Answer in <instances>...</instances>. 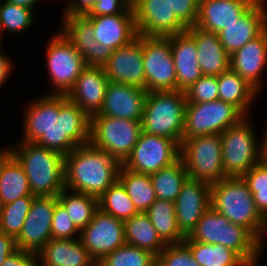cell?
<instances>
[{"label":"cell","instance_id":"6da1fadb","mask_svg":"<svg viewBox=\"0 0 267 266\" xmlns=\"http://www.w3.org/2000/svg\"><path fill=\"white\" fill-rule=\"evenodd\" d=\"M121 162L90 142L64 156L65 189L99 198L116 180Z\"/></svg>","mask_w":267,"mask_h":266},{"label":"cell","instance_id":"7a4b0ae2","mask_svg":"<svg viewBox=\"0 0 267 266\" xmlns=\"http://www.w3.org/2000/svg\"><path fill=\"white\" fill-rule=\"evenodd\" d=\"M11 154L22 165L33 196H58L65 188L64 156L34 142L14 141Z\"/></svg>","mask_w":267,"mask_h":266},{"label":"cell","instance_id":"3957f363","mask_svg":"<svg viewBox=\"0 0 267 266\" xmlns=\"http://www.w3.org/2000/svg\"><path fill=\"white\" fill-rule=\"evenodd\" d=\"M184 241L221 244L234 251L248 266H259V240L245 227L231 223L211 206Z\"/></svg>","mask_w":267,"mask_h":266},{"label":"cell","instance_id":"277c9868","mask_svg":"<svg viewBox=\"0 0 267 266\" xmlns=\"http://www.w3.org/2000/svg\"><path fill=\"white\" fill-rule=\"evenodd\" d=\"M210 206L260 239L265 218L257 210L253 194L242 177H227L211 184Z\"/></svg>","mask_w":267,"mask_h":266},{"label":"cell","instance_id":"5b68a950","mask_svg":"<svg viewBox=\"0 0 267 266\" xmlns=\"http://www.w3.org/2000/svg\"><path fill=\"white\" fill-rule=\"evenodd\" d=\"M186 95L184 91H150L145 99L142 130L182 142Z\"/></svg>","mask_w":267,"mask_h":266},{"label":"cell","instance_id":"8992f818","mask_svg":"<svg viewBox=\"0 0 267 266\" xmlns=\"http://www.w3.org/2000/svg\"><path fill=\"white\" fill-rule=\"evenodd\" d=\"M251 116L220 134L224 173L227 177H242L260 162L261 140ZM256 133V134H255Z\"/></svg>","mask_w":267,"mask_h":266},{"label":"cell","instance_id":"52a82bcc","mask_svg":"<svg viewBox=\"0 0 267 266\" xmlns=\"http://www.w3.org/2000/svg\"><path fill=\"white\" fill-rule=\"evenodd\" d=\"M51 35L44 48L45 71H48L51 90L43 94L67 95L87 64L59 29Z\"/></svg>","mask_w":267,"mask_h":266},{"label":"cell","instance_id":"ba28073f","mask_svg":"<svg viewBox=\"0 0 267 266\" xmlns=\"http://www.w3.org/2000/svg\"><path fill=\"white\" fill-rule=\"evenodd\" d=\"M188 178L209 184L227 178L220 134L195 136L180 143V156Z\"/></svg>","mask_w":267,"mask_h":266},{"label":"cell","instance_id":"9c48e42d","mask_svg":"<svg viewBox=\"0 0 267 266\" xmlns=\"http://www.w3.org/2000/svg\"><path fill=\"white\" fill-rule=\"evenodd\" d=\"M142 131V121L91 116L89 142L113 154L122 164L130 155Z\"/></svg>","mask_w":267,"mask_h":266},{"label":"cell","instance_id":"30bf717a","mask_svg":"<svg viewBox=\"0 0 267 266\" xmlns=\"http://www.w3.org/2000/svg\"><path fill=\"white\" fill-rule=\"evenodd\" d=\"M245 116L223 100L186 103L182 141L195 136L221 134L237 125Z\"/></svg>","mask_w":267,"mask_h":266},{"label":"cell","instance_id":"8fae6325","mask_svg":"<svg viewBox=\"0 0 267 266\" xmlns=\"http://www.w3.org/2000/svg\"><path fill=\"white\" fill-rule=\"evenodd\" d=\"M137 37L142 41L146 91L177 90L170 40L167 37H146L139 34Z\"/></svg>","mask_w":267,"mask_h":266},{"label":"cell","instance_id":"7c38bea8","mask_svg":"<svg viewBox=\"0 0 267 266\" xmlns=\"http://www.w3.org/2000/svg\"><path fill=\"white\" fill-rule=\"evenodd\" d=\"M180 145L167 137L142 131L122 166L136 173L151 175L179 159Z\"/></svg>","mask_w":267,"mask_h":266},{"label":"cell","instance_id":"4fadbf2b","mask_svg":"<svg viewBox=\"0 0 267 266\" xmlns=\"http://www.w3.org/2000/svg\"><path fill=\"white\" fill-rule=\"evenodd\" d=\"M137 33L146 37H168L187 27L171 11L169 0H132Z\"/></svg>","mask_w":267,"mask_h":266},{"label":"cell","instance_id":"5bb4252c","mask_svg":"<svg viewBox=\"0 0 267 266\" xmlns=\"http://www.w3.org/2000/svg\"><path fill=\"white\" fill-rule=\"evenodd\" d=\"M80 240L98 263L107 254L126 244L124 222L98 209L80 232Z\"/></svg>","mask_w":267,"mask_h":266},{"label":"cell","instance_id":"9a60e30c","mask_svg":"<svg viewBox=\"0 0 267 266\" xmlns=\"http://www.w3.org/2000/svg\"><path fill=\"white\" fill-rule=\"evenodd\" d=\"M57 196H35L21 232L15 238L17 248L37 254L52 239L51 221Z\"/></svg>","mask_w":267,"mask_h":266},{"label":"cell","instance_id":"2e32d148","mask_svg":"<svg viewBox=\"0 0 267 266\" xmlns=\"http://www.w3.org/2000/svg\"><path fill=\"white\" fill-rule=\"evenodd\" d=\"M102 67L110 81L145 89L142 41L138 37L106 54Z\"/></svg>","mask_w":267,"mask_h":266},{"label":"cell","instance_id":"e0dca14e","mask_svg":"<svg viewBox=\"0 0 267 266\" xmlns=\"http://www.w3.org/2000/svg\"><path fill=\"white\" fill-rule=\"evenodd\" d=\"M85 17L92 23L94 38L105 54L128 45L138 36L132 5L122 13Z\"/></svg>","mask_w":267,"mask_h":266},{"label":"cell","instance_id":"ac0fdd59","mask_svg":"<svg viewBox=\"0 0 267 266\" xmlns=\"http://www.w3.org/2000/svg\"><path fill=\"white\" fill-rule=\"evenodd\" d=\"M210 200L211 184L188 178L182 185L174 204L177 226L185 237L210 207Z\"/></svg>","mask_w":267,"mask_h":266},{"label":"cell","instance_id":"d6986e66","mask_svg":"<svg viewBox=\"0 0 267 266\" xmlns=\"http://www.w3.org/2000/svg\"><path fill=\"white\" fill-rule=\"evenodd\" d=\"M230 61V68L262 94L266 87L267 29L231 54Z\"/></svg>","mask_w":267,"mask_h":266},{"label":"cell","instance_id":"ffe728a7","mask_svg":"<svg viewBox=\"0 0 267 266\" xmlns=\"http://www.w3.org/2000/svg\"><path fill=\"white\" fill-rule=\"evenodd\" d=\"M267 29V0H257L241 17L220 33V42L229 55L257 38Z\"/></svg>","mask_w":267,"mask_h":266},{"label":"cell","instance_id":"44dd1931","mask_svg":"<svg viewBox=\"0 0 267 266\" xmlns=\"http://www.w3.org/2000/svg\"><path fill=\"white\" fill-rule=\"evenodd\" d=\"M146 89L109 81L102 109L93 116L142 121Z\"/></svg>","mask_w":267,"mask_h":266},{"label":"cell","instance_id":"7402d4cb","mask_svg":"<svg viewBox=\"0 0 267 266\" xmlns=\"http://www.w3.org/2000/svg\"><path fill=\"white\" fill-rule=\"evenodd\" d=\"M21 118L22 135L19 141L35 142L58 121L60 112V95L40 94L24 105Z\"/></svg>","mask_w":267,"mask_h":266},{"label":"cell","instance_id":"603a6c76","mask_svg":"<svg viewBox=\"0 0 267 266\" xmlns=\"http://www.w3.org/2000/svg\"><path fill=\"white\" fill-rule=\"evenodd\" d=\"M109 81L102 65H87L67 97L91 117L102 109Z\"/></svg>","mask_w":267,"mask_h":266},{"label":"cell","instance_id":"cb8c5ba5","mask_svg":"<svg viewBox=\"0 0 267 266\" xmlns=\"http://www.w3.org/2000/svg\"><path fill=\"white\" fill-rule=\"evenodd\" d=\"M257 0H200L195 27L220 33L237 21Z\"/></svg>","mask_w":267,"mask_h":266},{"label":"cell","instance_id":"d4e9b609","mask_svg":"<svg viewBox=\"0 0 267 266\" xmlns=\"http://www.w3.org/2000/svg\"><path fill=\"white\" fill-rule=\"evenodd\" d=\"M59 30L82 55L87 65H102L106 54L94 38L92 23L85 16H61Z\"/></svg>","mask_w":267,"mask_h":266},{"label":"cell","instance_id":"484cf974","mask_svg":"<svg viewBox=\"0 0 267 266\" xmlns=\"http://www.w3.org/2000/svg\"><path fill=\"white\" fill-rule=\"evenodd\" d=\"M177 76V90L185 91L203 76L198 63L195 40L185 31L167 37Z\"/></svg>","mask_w":267,"mask_h":266},{"label":"cell","instance_id":"4316f807","mask_svg":"<svg viewBox=\"0 0 267 266\" xmlns=\"http://www.w3.org/2000/svg\"><path fill=\"white\" fill-rule=\"evenodd\" d=\"M186 32L197 45L198 63L203 75L219 76L230 69V55L218 34L195 26L187 28Z\"/></svg>","mask_w":267,"mask_h":266},{"label":"cell","instance_id":"83f0119b","mask_svg":"<svg viewBox=\"0 0 267 266\" xmlns=\"http://www.w3.org/2000/svg\"><path fill=\"white\" fill-rule=\"evenodd\" d=\"M39 266H97L80 238L50 239L37 253Z\"/></svg>","mask_w":267,"mask_h":266},{"label":"cell","instance_id":"f1b7e54d","mask_svg":"<svg viewBox=\"0 0 267 266\" xmlns=\"http://www.w3.org/2000/svg\"><path fill=\"white\" fill-rule=\"evenodd\" d=\"M218 99L235 106L245 117L252 116V105L261 94L231 68L217 76Z\"/></svg>","mask_w":267,"mask_h":266},{"label":"cell","instance_id":"f546056e","mask_svg":"<svg viewBox=\"0 0 267 266\" xmlns=\"http://www.w3.org/2000/svg\"><path fill=\"white\" fill-rule=\"evenodd\" d=\"M33 195L22 165L10 154L0 166V206Z\"/></svg>","mask_w":267,"mask_h":266},{"label":"cell","instance_id":"4dcf8cb0","mask_svg":"<svg viewBox=\"0 0 267 266\" xmlns=\"http://www.w3.org/2000/svg\"><path fill=\"white\" fill-rule=\"evenodd\" d=\"M124 231L126 244L146 250L155 256L166 247L145 213H138L125 220Z\"/></svg>","mask_w":267,"mask_h":266},{"label":"cell","instance_id":"1f68e13d","mask_svg":"<svg viewBox=\"0 0 267 266\" xmlns=\"http://www.w3.org/2000/svg\"><path fill=\"white\" fill-rule=\"evenodd\" d=\"M60 127L77 146L90 141V117L67 95H60Z\"/></svg>","mask_w":267,"mask_h":266},{"label":"cell","instance_id":"d6a6232c","mask_svg":"<svg viewBox=\"0 0 267 266\" xmlns=\"http://www.w3.org/2000/svg\"><path fill=\"white\" fill-rule=\"evenodd\" d=\"M145 214L150 218L159 237L166 245L183 243L186 237L177 226L173 202L156 199Z\"/></svg>","mask_w":267,"mask_h":266},{"label":"cell","instance_id":"836d02e7","mask_svg":"<svg viewBox=\"0 0 267 266\" xmlns=\"http://www.w3.org/2000/svg\"><path fill=\"white\" fill-rule=\"evenodd\" d=\"M118 180L125 187L129 198L140 213H145L156 201L150 175L136 173L121 165Z\"/></svg>","mask_w":267,"mask_h":266},{"label":"cell","instance_id":"e575fe53","mask_svg":"<svg viewBox=\"0 0 267 266\" xmlns=\"http://www.w3.org/2000/svg\"><path fill=\"white\" fill-rule=\"evenodd\" d=\"M58 202L67 211L73 224L81 232L93 219L98 207V199L83 193L63 189L57 196Z\"/></svg>","mask_w":267,"mask_h":266},{"label":"cell","instance_id":"d590c367","mask_svg":"<svg viewBox=\"0 0 267 266\" xmlns=\"http://www.w3.org/2000/svg\"><path fill=\"white\" fill-rule=\"evenodd\" d=\"M156 198L175 202L182 185L188 179V173L179 158L168 167L150 175Z\"/></svg>","mask_w":267,"mask_h":266},{"label":"cell","instance_id":"8d00e7d4","mask_svg":"<svg viewBox=\"0 0 267 266\" xmlns=\"http://www.w3.org/2000/svg\"><path fill=\"white\" fill-rule=\"evenodd\" d=\"M200 266H248L234 251L221 244L183 241Z\"/></svg>","mask_w":267,"mask_h":266},{"label":"cell","instance_id":"74e56055","mask_svg":"<svg viewBox=\"0 0 267 266\" xmlns=\"http://www.w3.org/2000/svg\"><path fill=\"white\" fill-rule=\"evenodd\" d=\"M98 207L104 213L123 222L140 213L119 180H116L98 198Z\"/></svg>","mask_w":267,"mask_h":266},{"label":"cell","instance_id":"f35d334b","mask_svg":"<svg viewBox=\"0 0 267 266\" xmlns=\"http://www.w3.org/2000/svg\"><path fill=\"white\" fill-rule=\"evenodd\" d=\"M35 12L7 1H0V32L4 35L21 34L30 30L36 20ZM6 31V32H5ZM5 33V34H4Z\"/></svg>","mask_w":267,"mask_h":266},{"label":"cell","instance_id":"ab89813d","mask_svg":"<svg viewBox=\"0 0 267 266\" xmlns=\"http://www.w3.org/2000/svg\"><path fill=\"white\" fill-rule=\"evenodd\" d=\"M35 196H24L0 206V232L17 237L30 211Z\"/></svg>","mask_w":267,"mask_h":266},{"label":"cell","instance_id":"60d3db41","mask_svg":"<svg viewBox=\"0 0 267 266\" xmlns=\"http://www.w3.org/2000/svg\"><path fill=\"white\" fill-rule=\"evenodd\" d=\"M156 256L128 244L115 249L98 262V266H153Z\"/></svg>","mask_w":267,"mask_h":266},{"label":"cell","instance_id":"b9f144b4","mask_svg":"<svg viewBox=\"0 0 267 266\" xmlns=\"http://www.w3.org/2000/svg\"><path fill=\"white\" fill-rule=\"evenodd\" d=\"M247 183L257 210L260 214L267 217V166L261 161L254 165L248 172L242 176Z\"/></svg>","mask_w":267,"mask_h":266},{"label":"cell","instance_id":"7bdbcfd3","mask_svg":"<svg viewBox=\"0 0 267 266\" xmlns=\"http://www.w3.org/2000/svg\"><path fill=\"white\" fill-rule=\"evenodd\" d=\"M184 92L187 103H203L218 100L217 76L203 75Z\"/></svg>","mask_w":267,"mask_h":266},{"label":"cell","instance_id":"ee69618b","mask_svg":"<svg viewBox=\"0 0 267 266\" xmlns=\"http://www.w3.org/2000/svg\"><path fill=\"white\" fill-rule=\"evenodd\" d=\"M57 120L56 125L47 132L43 133L34 143L66 156L72 152L77 145L66 134H64L62 128L60 127V118Z\"/></svg>","mask_w":267,"mask_h":266},{"label":"cell","instance_id":"f6af8a7d","mask_svg":"<svg viewBox=\"0 0 267 266\" xmlns=\"http://www.w3.org/2000/svg\"><path fill=\"white\" fill-rule=\"evenodd\" d=\"M156 262L160 266H200L184 243L166 245L156 256Z\"/></svg>","mask_w":267,"mask_h":266},{"label":"cell","instance_id":"bcb514c9","mask_svg":"<svg viewBox=\"0 0 267 266\" xmlns=\"http://www.w3.org/2000/svg\"><path fill=\"white\" fill-rule=\"evenodd\" d=\"M51 234L53 239H76L80 238V231L73 224L67 211L58 202L54 208L51 221Z\"/></svg>","mask_w":267,"mask_h":266},{"label":"cell","instance_id":"7dc6e473","mask_svg":"<svg viewBox=\"0 0 267 266\" xmlns=\"http://www.w3.org/2000/svg\"><path fill=\"white\" fill-rule=\"evenodd\" d=\"M200 0H169L171 11L187 27H193L198 18Z\"/></svg>","mask_w":267,"mask_h":266},{"label":"cell","instance_id":"c3c4849f","mask_svg":"<svg viewBox=\"0 0 267 266\" xmlns=\"http://www.w3.org/2000/svg\"><path fill=\"white\" fill-rule=\"evenodd\" d=\"M132 0H98L90 13L84 16L114 15L126 11Z\"/></svg>","mask_w":267,"mask_h":266},{"label":"cell","instance_id":"681fc988","mask_svg":"<svg viewBox=\"0 0 267 266\" xmlns=\"http://www.w3.org/2000/svg\"><path fill=\"white\" fill-rule=\"evenodd\" d=\"M98 0H63L61 16H84L93 9ZM64 11V12H63Z\"/></svg>","mask_w":267,"mask_h":266},{"label":"cell","instance_id":"f907efd6","mask_svg":"<svg viewBox=\"0 0 267 266\" xmlns=\"http://www.w3.org/2000/svg\"><path fill=\"white\" fill-rule=\"evenodd\" d=\"M1 266H39V259L37 254L18 249Z\"/></svg>","mask_w":267,"mask_h":266},{"label":"cell","instance_id":"816d5d0a","mask_svg":"<svg viewBox=\"0 0 267 266\" xmlns=\"http://www.w3.org/2000/svg\"><path fill=\"white\" fill-rule=\"evenodd\" d=\"M2 46L0 47V88L8 82L9 77L12 76L16 67H14L15 60L12 59V55L4 53L2 50ZM8 54V55H7ZM14 62V63H13ZM2 86V87H1Z\"/></svg>","mask_w":267,"mask_h":266},{"label":"cell","instance_id":"f5cc1de1","mask_svg":"<svg viewBox=\"0 0 267 266\" xmlns=\"http://www.w3.org/2000/svg\"><path fill=\"white\" fill-rule=\"evenodd\" d=\"M18 250L15 237L0 232V266L5 259Z\"/></svg>","mask_w":267,"mask_h":266},{"label":"cell","instance_id":"db71d44e","mask_svg":"<svg viewBox=\"0 0 267 266\" xmlns=\"http://www.w3.org/2000/svg\"><path fill=\"white\" fill-rule=\"evenodd\" d=\"M12 4H16L25 8L32 9L34 12L37 10V5L39 6L42 3H45L44 1L47 0H4ZM48 1H53V0H48ZM40 3V4H39Z\"/></svg>","mask_w":267,"mask_h":266},{"label":"cell","instance_id":"11a10c76","mask_svg":"<svg viewBox=\"0 0 267 266\" xmlns=\"http://www.w3.org/2000/svg\"><path fill=\"white\" fill-rule=\"evenodd\" d=\"M267 223H264V229L262 232V235L259 239V256L261 257L263 254V251L265 252L267 247Z\"/></svg>","mask_w":267,"mask_h":266},{"label":"cell","instance_id":"9f6ffc18","mask_svg":"<svg viewBox=\"0 0 267 266\" xmlns=\"http://www.w3.org/2000/svg\"><path fill=\"white\" fill-rule=\"evenodd\" d=\"M11 154V148L10 146H7L2 148H0V166L1 164L4 162V160Z\"/></svg>","mask_w":267,"mask_h":266},{"label":"cell","instance_id":"6f0895ef","mask_svg":"<svg viewBox=\"0 0 267 266\" xmlns=\"http://www.w3.org/2000/svg\"><path fill=\"white\" fill-rule=\"evenodd\" d=\"M260 161L267 166V144H261Z\"/></svg>","mask_w":267,"mask_h":266},{"label":"cell","instance_id":"680465c9","mask_svg":"<svg viewBox=\"0 0 267 266\" xmlns=\"http://www.w3.org/2000/svg\"><path fill=\"white\" fill-rule=\"evenodd\" d=\"M267 120V119H266ZM265 129H262V138H261V144H267V121L263 125Z\"/></svg>","mask_w":267,"mask_h":266},{"label":"cell","instance_id":"91938a15","mask_svg":"<svg viewBox=\"0 0 267 266\" xmlns=\"http://www.w3.org/2000/svg\"><path fill=\"white\" fill-rule=\"evenodd\" d=\"M0 1H1V0H0ZM3 40H4V39H2V35H1V32H0V47L3 46V45H2Z\"/></svg>","mask_w":267,"mask_h":266},{"label":"cell","instance_id":"94428289","mask_svg":"<svg viewBox=\"0 0 267 266\" xmlns=\"http://www.w3.org/2000/svg\"><path fill=\"white\" fill-rule=\"evenodd\" d=\"M153 266H160L157 262Z\"/></svg>","mask_w":267,"mask_h":266}]
</instances>
